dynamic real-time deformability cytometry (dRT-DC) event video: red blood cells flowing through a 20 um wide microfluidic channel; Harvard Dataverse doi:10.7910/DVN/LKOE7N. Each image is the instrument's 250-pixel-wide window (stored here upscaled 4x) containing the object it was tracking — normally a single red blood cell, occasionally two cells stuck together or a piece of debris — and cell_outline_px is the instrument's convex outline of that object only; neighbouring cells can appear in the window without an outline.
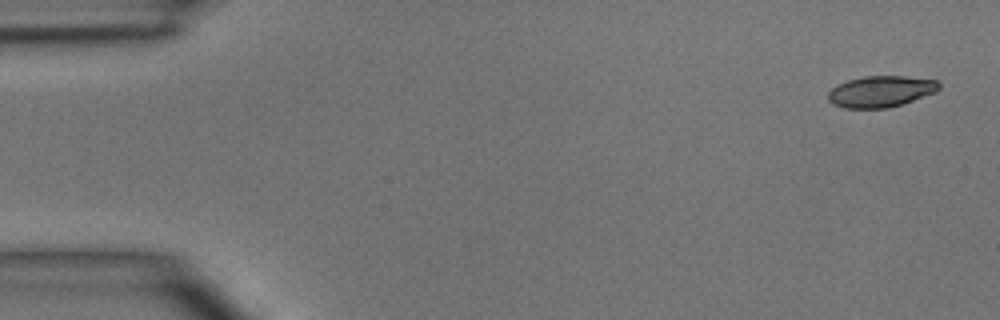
{"species": "common noctule bat (a hibernating species)", "species_latin": "Nyctalus noctula", "temperature_condition": "room temperature", "stored_images_in_passage": 4, "camera_frame_rate_fps": 3000, "um_per_image_px": 0.085, "animal": {"sex": "male", "body_mass_g": 15.6}, "frame": {"image": 1, "passage_image": 1, "time_ms": 0.0, "image_size_px": [1000, 320], "cell_outline_px": [[940, 88], [936, 92], [888, 108], [844, 108], [832, 104], [828, 100], [828, 92], [832, 88], [848, 80], [864, 76], [904, 76], [936, 80], [940, 84]], "centroid_in_image_um": [74.85, 7.77], "position_along_channel_um": 10.1, "area_um2": 20.06}}
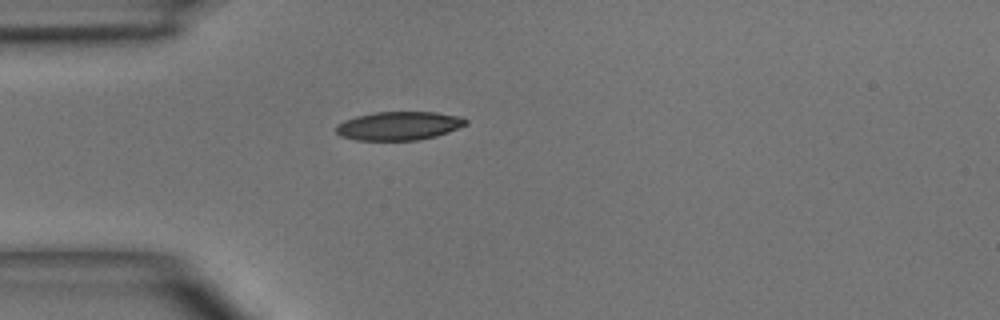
{"frame": {"image": 2, "passage_image": 4, "time_ms": 3.667, "image_size_px": [1000, 320], "cell_outline_px": [[468, 124], [448, 132], [436, 136], [420, 140], [356, 140], [340, 136], [336, 132], [336, 124], [344, 120], [356, 116], [376, 112], [436, 112], [460, 116], [468, 120]], "centroid_in_image_um": [33.91, 10.69], "position_along_channel_um": 51.1, "area_um2": 21.73}}